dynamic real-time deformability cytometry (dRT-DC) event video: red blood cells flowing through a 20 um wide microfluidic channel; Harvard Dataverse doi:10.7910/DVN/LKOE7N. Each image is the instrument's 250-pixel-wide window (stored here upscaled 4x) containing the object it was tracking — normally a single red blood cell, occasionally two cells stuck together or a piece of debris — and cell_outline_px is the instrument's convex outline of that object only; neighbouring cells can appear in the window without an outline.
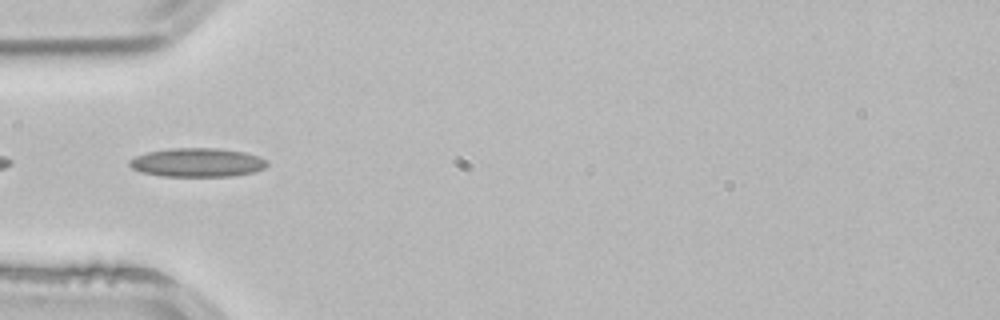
{"species": "common noctule bat (a hibernating species)", "species_latin": "Nyctalus noctula", "temperature_condition": "room temperature", "stored_images_in_passage": 4, "camera_frame_rate_fps": 3000, "um_per_image_px": 0.085, "animal": {"sex": "male", "body_mass_g": 21.5, "forearm_length_mm": 52.0}, "frame": {"image": 1, "passage_image": 4, "time_ms": 1.0, "image_size_px": [1000, 320], "cell_outline_px": [[268, 164], [264, 168], [252, 172], [232, 176], [160, 176], [140, 172], [132, 168], [128, 164], [128, 160], [136, 156], [148, 152], [168, 148], [220, 148], [244, 152], [260, 156], [268, 160]], "centroid_in_image_um": [16.76, 13.81], "position_along_channel_um": 68.2, "area_um2": 23.29}}